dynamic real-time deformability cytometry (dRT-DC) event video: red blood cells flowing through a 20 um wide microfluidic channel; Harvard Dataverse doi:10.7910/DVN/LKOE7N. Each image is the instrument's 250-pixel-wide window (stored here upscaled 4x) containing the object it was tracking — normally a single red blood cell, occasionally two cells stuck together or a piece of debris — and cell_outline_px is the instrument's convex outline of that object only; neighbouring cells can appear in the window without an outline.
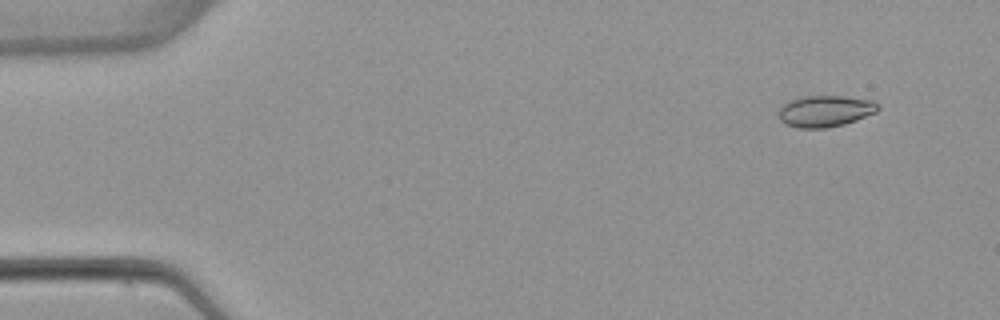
{"species": "common noctule bat (a hibernating species)", "species_latin": "Nyctalus noctula", "temperature_condition": "warm", "stored_images_in_passage": 4, "camera_frame_rate_fps": 3000, "um_per_image_px": 0.085, "animal": {"sex": "female", "body_mass_g": 22.7, "forearm_length_mm": 54.2}, "frame": {"image": 1, "passage_image": 2, "time_ms": 1.0, "image_size_px": [1000, 320], "cell_outline_px": [[880, 108], [876, 112], [856, 120], [844, 124], [824, 128], [800, 128], [784, 124], [780, 120], [776, 112], [788, 100], [804, 96], [844, 96], [872, 100], [880, 104]], "centroid_in_image_um": [70.12, 9.44], "position_along_channel_um": 14.9, "area_um2": 18.38}}
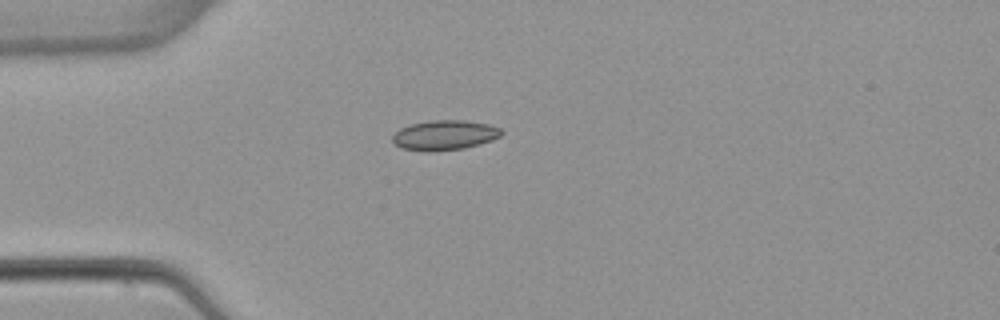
{"frame": {"image": 2, "passage_image": 4, "time_ms": 4.333, "image_size_px": [1000, 320], "cell_outline_px": [[504, 132], [500, 136], [492, 140], [480, 144], [464, 148], [428, 152], [400, 148], [392, 140], [392, 136], [400, 128], [408, 124], [428, 120], [464, 120], [488, 124], [500, 128]], "centroid_in_image_um": [37.77, 11.48], "position_along_channel_um": 47.2, "area_um2": 19.13}}